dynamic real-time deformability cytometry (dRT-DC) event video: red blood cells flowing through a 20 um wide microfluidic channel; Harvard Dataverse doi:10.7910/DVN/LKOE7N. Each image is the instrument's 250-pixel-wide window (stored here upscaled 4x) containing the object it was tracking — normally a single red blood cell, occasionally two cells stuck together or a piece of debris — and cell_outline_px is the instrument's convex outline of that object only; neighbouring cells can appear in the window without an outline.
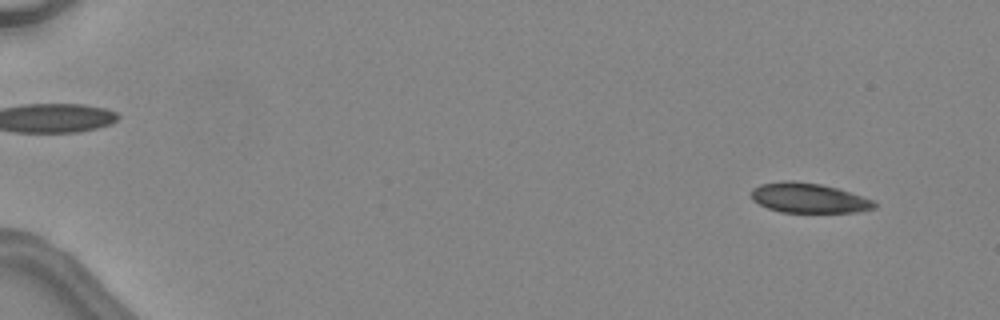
{"species": "common noctule bat (a hibernating species)", "species_latin": "Nyctalus noctula", "temperature_condition": "warm", "stored_images_in_passage": 47, "camera_frame_rate_fps": 3000, "um_per_image_px": 0.085, "animal": {"sex": "female", "body_mass_g": 24.6, "forearm_length_mm": 56.2}, "frame": {"image": 1, "passage_image": 4, "time_ms": 1.0, "image_size_px": [1000, 320], "cell_outline_px": [[876, 208], [856, 212], [780, 212], [768, 208], [752, 200], [752, 188], [760, 184], [784, 180], [792, 180], [820, 184], [836, 188], [872, 200], [876, 204]], "centroid_in_image_um": [68.7, 16.83], "position_along_channel_um": 16.3, "area_um2": 21.21}}
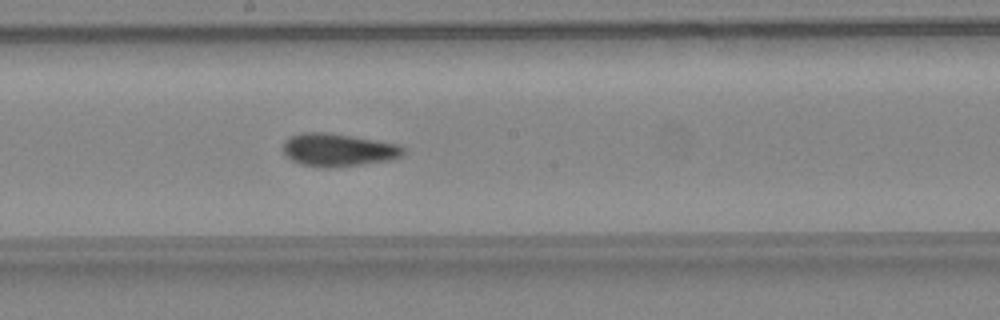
{"frame": {"image": 2, "passage_image": 28, "time_ms": 9.0, "image_size_px": [1000, 320], "cell_outline_px": [[404, 156], [392, 160], [332, 168], [324, 168], [300, 164], [284, 156], [284, 140], [288, 136], [300, 132], [328, 132], [400, 144], [404, 148]], "centroid_in_image_um": [28.74, 12.74], "position_along_channel_um": 219.5, "area_um2": 23.47}}
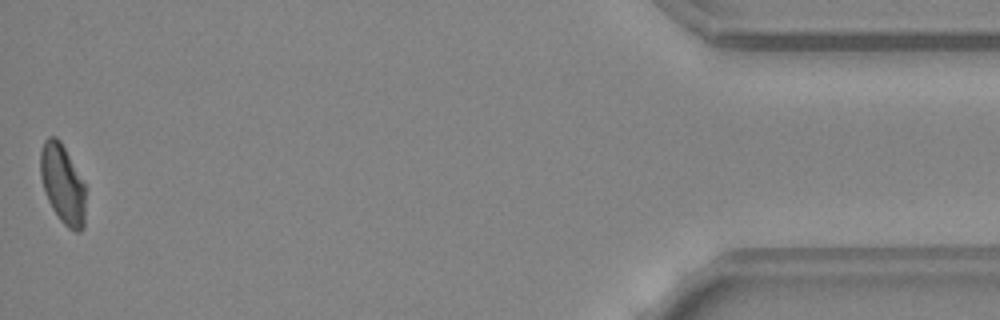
{"frame": {"image": 3, "passage_image": 47, "time_ms": 15.333, "image_size_px": [1000, 320], "cell_outline_px": [[84, 228], [80, 232], [76, 232], [68, 228], [60, 220], [52, 208], [44, 192], [40, 176], [40, 152], [44, 140], [48, 136], [56, 136], [60, 140], [84, 184]], "centroid_in_image_um": [5.29, 15.65], "position_along_channel_um": 429.9, "area_um2": 20.69}, "authors_computed_cell_mechanics": {"area_um2": 22.542, "velocity_mm_per_s": 4.552, "shape_relaxation_time_tau1_ms": null, "shape_relaxation_time_tau2_ms": 1.9095, "deformation_change_tau1": null, "deformation_change_tau2": 0.0886}}